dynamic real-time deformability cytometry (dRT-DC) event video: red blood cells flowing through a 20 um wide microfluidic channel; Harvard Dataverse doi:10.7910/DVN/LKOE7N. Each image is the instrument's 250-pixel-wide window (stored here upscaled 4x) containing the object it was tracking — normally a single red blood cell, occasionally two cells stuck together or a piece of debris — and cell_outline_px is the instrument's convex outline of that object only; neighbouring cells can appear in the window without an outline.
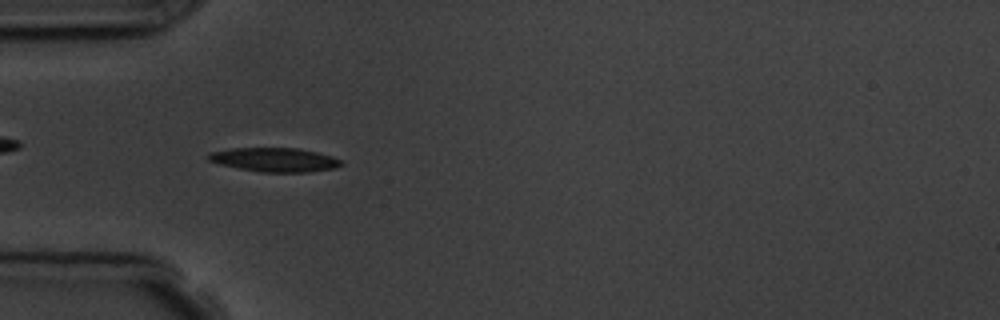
{"species": "common noctule bat (a hibernating species)", "species_latin": "Nyctalus noctula", "temperature_condition": "room temperature", "stored_images_in_passage": 7, "camera_frame_rate_fps": 3000, "um_per_image_px": 0.085, "animal": {"sex": "male", "body_mass_g": 19.5, "forearm_length_mm": 54.6}, "frame": {"image": 1, "passage_image": 6, "time_ms": 5.667, "image_size_px": [1000, 320], "cell_outline_px": [[344, 164], [336, 168], [308, 172], [260, 172], [220, 164], [208, 160], [208, 152], [232, 148], [296, 148], [316, 152], [332, 156], [344, 160]], "centroid_in_image_um": [23.39, 13.58], "position_along_channel_um": 61.6, "area_um2": 18.61}}